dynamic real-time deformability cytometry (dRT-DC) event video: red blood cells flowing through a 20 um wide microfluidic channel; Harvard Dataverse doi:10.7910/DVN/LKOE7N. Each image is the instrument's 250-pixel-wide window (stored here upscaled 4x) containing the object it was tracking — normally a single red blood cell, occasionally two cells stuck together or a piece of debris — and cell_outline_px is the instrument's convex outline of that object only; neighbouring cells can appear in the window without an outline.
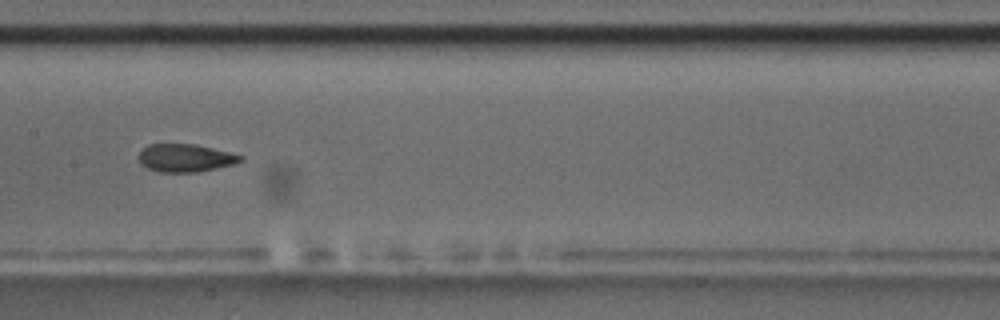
{"species": "common noctule bat (a hibernating species)", "species_latin": "Nyctalus noctula", "temperature_condition": "room temperature", "stored_images_in_passage": 9, "camera_frame_rate_fps": 3000, "um_per_image_px": 0.085, "animal": {"sex": "male", "body_mass_g": 17.5, "forearm_length_mm": 52.3}, "frame": {"image": 1, "passage_image": 7, "time_ms": 7.0, "image_size_px": [1000, 320], "cell_outline_px": [[244, 160], [232, 164], [216, 168], [196, 172], [160, 172], [148, 168], [140, 164], [140, 152], [148, 144], [196, 144], [244, 156]], "centroid_in_image_um": [15.76, 13.42], "position_along_channel_um": 191.6, "area_um2": 16.36}}
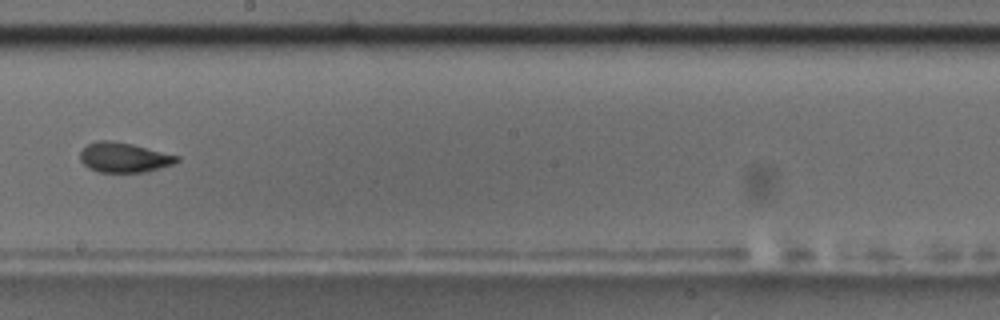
{"frame": {"image": 2, "passage_image": 8, "time_ms": 8.333, "image_size_px": [1000, 320], "cell_outline_px": [[180, 160], [172, 164], [160, 168], [144, 172], [100, 172], [88, 168], [80, 160], [80, 152], [88, 144], [96, 140], [112, 140], [132, 144], [180, 156]], "centroid_in_image_um": [10.53, 13.38], "position_along_channel_um": 237.7, "area_um2": 16.82}}